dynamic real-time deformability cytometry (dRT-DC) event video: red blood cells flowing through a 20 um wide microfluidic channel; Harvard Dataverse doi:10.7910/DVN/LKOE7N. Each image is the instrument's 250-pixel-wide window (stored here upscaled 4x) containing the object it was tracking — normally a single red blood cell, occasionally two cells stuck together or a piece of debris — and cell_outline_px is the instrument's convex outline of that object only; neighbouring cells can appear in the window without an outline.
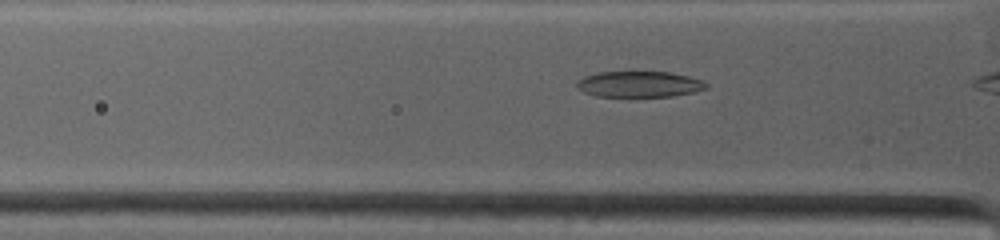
{"species": "common noctule bat (a hibernating species)", "species_latin": "Nyctalus noctula", "temperature_condition": "warm", "stored_images_in_passage": 9, "camera_frame_rate_fps": 4500, "um_per_image_px": 0.085, "animal": {"sex": "female", "body_mass_g": 19.0, "forearm_length_mm": 53.3}, "frame": {"image": 1, "passage_image": 6, "time_ms": 1.333, "image_size_px": [1000, 240], "cell_outline_px": [[708, 88], [692, 92], [672, 96], [596, 96], [584, 92], [576, 88], [576, 84], [584, 76], [600, 72], [668, 72], [688, 76], [704, 80], [708, 84]], "centroid_in_image_um": [54.35, 7.15], "position_along_channel_um": 71.4, "area_um2": 19.42}}